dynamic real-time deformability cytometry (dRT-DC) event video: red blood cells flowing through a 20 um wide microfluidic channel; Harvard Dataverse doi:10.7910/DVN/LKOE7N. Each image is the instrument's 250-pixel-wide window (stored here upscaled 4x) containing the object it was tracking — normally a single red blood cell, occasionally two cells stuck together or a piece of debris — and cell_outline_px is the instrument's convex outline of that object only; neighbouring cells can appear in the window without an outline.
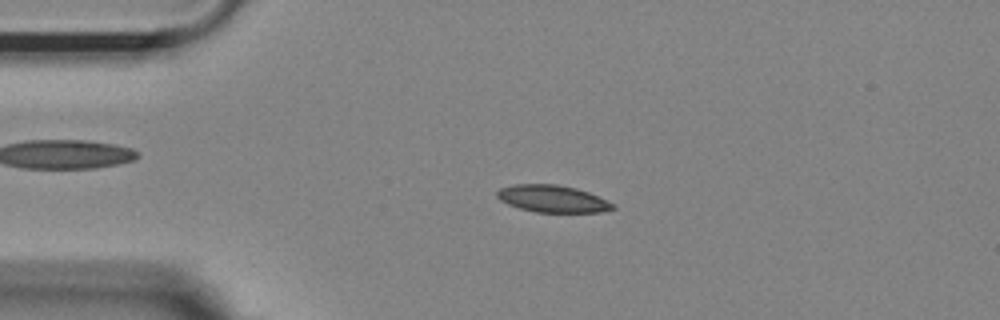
{"species": "Egyptian fruit bat (a non-hibernating species)", "species_latin": "Rousettus aegyptiacus", "temperature_condition": "room temperature", "stored_images_in_passage": 45, "camera_frame_rate_fps": 3000, "um_per_image_px": 0.085, "animal": {"sex": "female"}, "frame": {"image": 1, "passage_image": 3, "time_ms": 0.667, "image_size_px": [1000, 320], "cell_outline_px": [[616, 208], [600, 212], [536, 212], [520, 208], [508, 204], [500, 200], [496, 196], [496, 192], [500, 188], [516, 184], [556, 184], [576, 188], [588, 192], [616, 204]], "centroid_in_image_um": [46.97, 16.89], "position_along_channel_um": 38.0, "area_um2": 18.26}}
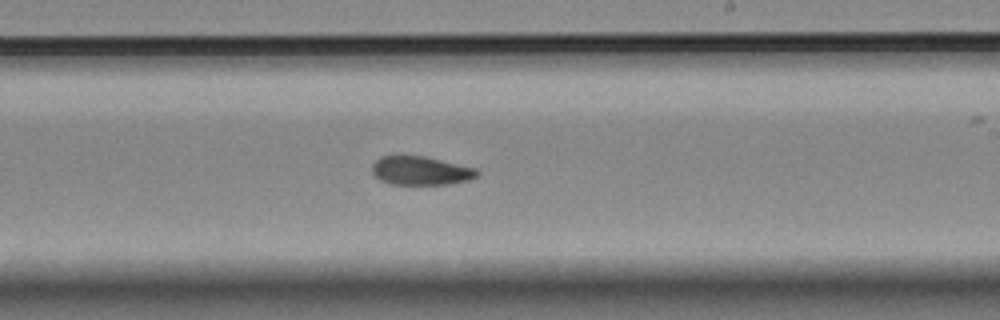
{"frame": {"image": 2, "passage_image": 23, "time_ms": 7.333, "image_size_px": [1000, 320], "cell_outline_px": [[480, 172], [476, 176], [468, 180], [448, 184], [392, 184], [380, 180], [372, 172], [372, 164], [380, 156], [396, 152], [400, 152], [424, 156], [476, 168]], "centroid_in_image_um": [35.69, 14.45], "position_along_channel_um": 253.3, "area_um2": 18.09}}
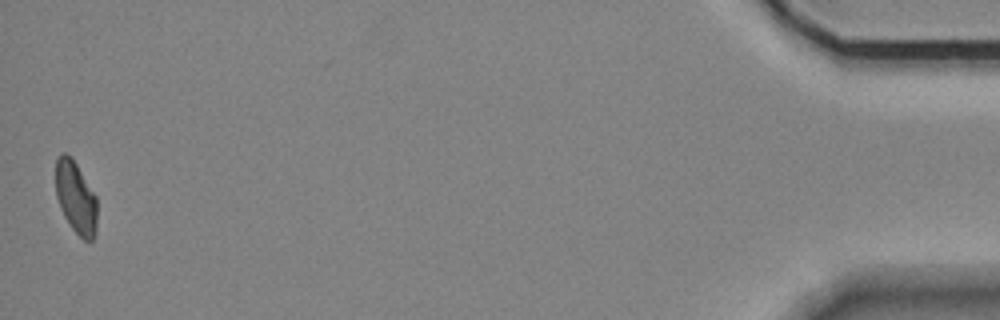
{"frame": {"image": 3, "passage_image": 45, "time_ms": 14.667, "image_size_px": [1000, 320], "cell_outline_px": [[96, 236], [92, 240], [84, 240], [72, 228], [64, 216], [60, 208], [56, 196], [56, 156], [60, 152], [64, 152], [72, 156], [96, 196]], "centroid_in_image_um": [6.43, 16.75], "position_along_channel_um": 428.8, "area_um2": 17.57}, "authors_computed_cell_mechanics": {"area_um2": 18.2648, "velocity_mm_per_s": 3.6511, "shape_relaxation_time_tau1_ms": null, "shape_relaxation_time_tau2_ms": 3.5193, "deformation_change_tau1": null, "deformation_change_tau2": 0.0779}}